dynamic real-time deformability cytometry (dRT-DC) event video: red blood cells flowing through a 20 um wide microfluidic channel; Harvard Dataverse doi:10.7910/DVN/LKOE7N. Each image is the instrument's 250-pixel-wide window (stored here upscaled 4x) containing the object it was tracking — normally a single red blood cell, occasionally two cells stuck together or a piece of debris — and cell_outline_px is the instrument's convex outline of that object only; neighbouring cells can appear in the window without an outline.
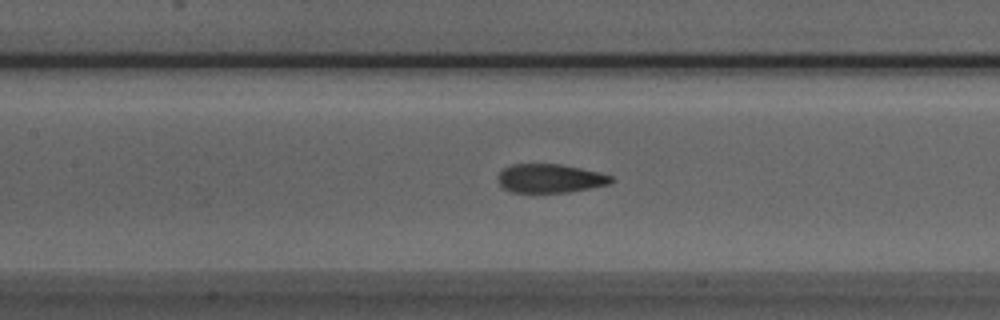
{"species": "Egyptian fruit bat (a non-hibernating species)", "species_latin": "Rousettus aegyptiacus", "temperature_condition": "room temperature", "stored_images_in_passage": 52, "camera_frame_rate_fps": 3000, "um_per_image_px": 0.085, "animal": {"sex": "male"}, "frame": {"image": 1, "passage_image": 22, "time_ms": 7.0, "image_size_px": [1000, 320], "cell_outline_px": [[612, 180], [608, 184], [568, 192], [512, 192], [504, 188], [500, 184], [496, 176], [504, 168], [512, 164], [560, 164], [580, 168], [612, 176]], "centroid_in_image_um": [46.7, 15.16], "position_along_channel_um": 160.7, "area_um2": 18.67}}
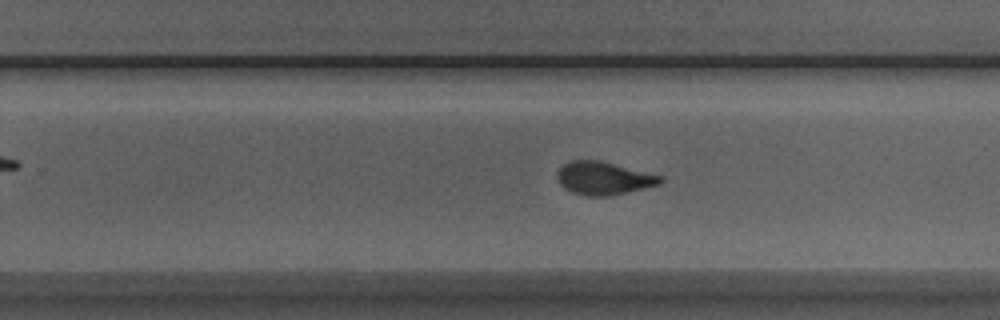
{"frame": {"image": 2, "passage_image": 31, "time_ms": 10.0, "image_size_px": [1000, 320], "cell_outline_px": [[664, 180], [660, 184], [644, 188], [608, 196], [588, 196], [572, 192], [564, 188], [560, 184], [556, 176], [560, 168], [564, 164], [572, 160], [596, 160], [664, 176]], "centroid_in_image_um": [51.31, 15.15], "position_along_channel_um": 278.5, "area_um2": 19.59}}
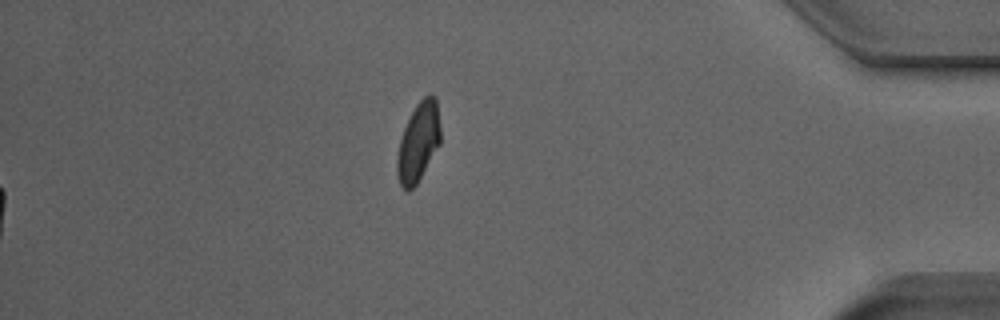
{"frame": {"image": 3, "passage_image": 52, "time_ms": 17.0, "image_size_px": [1000, 320], "cell_outline_px": [[440, 144], [416, 184], [408, 192], [400, 184], [396, 172], [396, 160], [400, 140], [404, 128], [416, 104], [428, 92], [436, 96], [440, 128]], "centroid_in_image_um": [35.56, 12.05], "position_along_channel_um": 399.6, "area_um2": 19.88}, "authors_computed_cell_mechanics": {"area_um2": 19.7676, "velocity_mm_per_s": 3.9427, "shape_relaxation_time_tau1_ms": 4.0678, "shape_relaxation_time_tau2_ms": 0.9263, "deformation_change_tau1": 0.1851, "deformation_change_tau2": 0.0806}}